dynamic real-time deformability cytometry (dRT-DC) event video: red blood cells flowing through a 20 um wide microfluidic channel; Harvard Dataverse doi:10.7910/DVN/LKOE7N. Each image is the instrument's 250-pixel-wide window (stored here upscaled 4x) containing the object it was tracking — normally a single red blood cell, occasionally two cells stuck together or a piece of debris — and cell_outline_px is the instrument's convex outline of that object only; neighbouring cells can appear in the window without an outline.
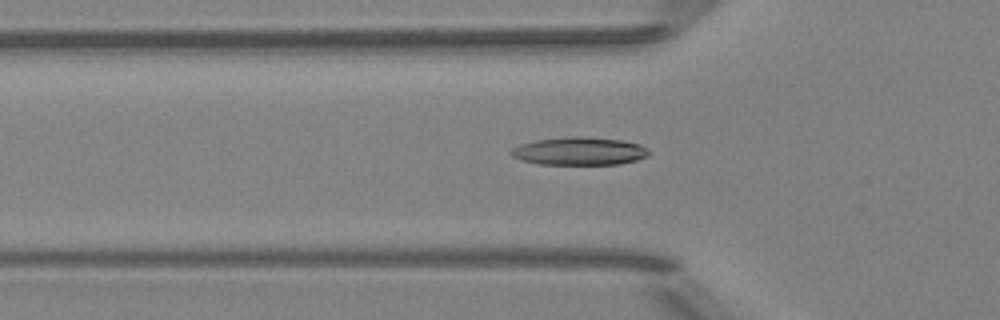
{"species": "Egyptian fruit bat (a non-hibernating species)", "species_latin": "Rousettus aegyptiacus", "temperature_condition": "room temperature", "stored_images_in_passage": 48, "camera_frame_rate_fps": 3000, "um_per_image_px": 0.085, "animal": {"sex": "female"}, "frame": {"image": 1, "passage_image": 16, "time_ms": 5.0, "image_size_px": [1000, 320], "cell_outline_px": [[648, 156], [636, 160], [620, 164], [540, 164], [520, 160], [512, 156], [508, 152], [512, 148], [520, 144], [536, 140], [572, 136], [576, 136], [620, 140], [640, 144], [648, 152]], "centroid_in_image_um": [49.19, 12.85], "position_along_channel_um": 76.6, "area_um2": 22.25}}
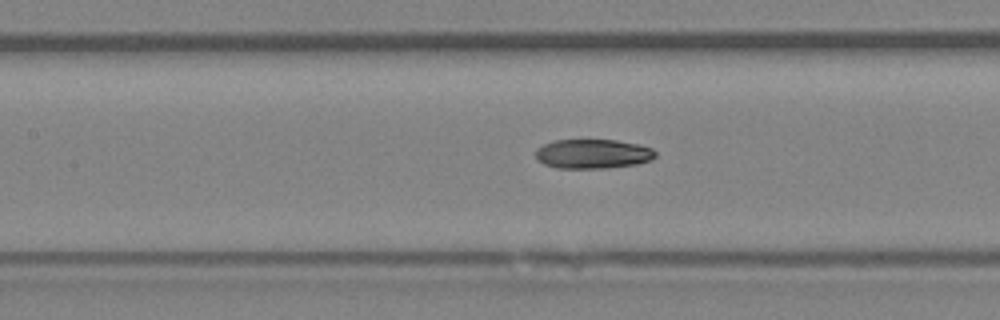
{"frame": {"image": 2, "passage_image": 22, "time_ms": 7.0, "image_size_px": [1000, 320], "cell_outline_px": [[656, 156], [648, 160], [636, 164], [608, 168], [556, 168], [544, 164], [536, 160], [536, 148], [552, 140], [616, 140], [636, 144], [652, 148], [656, 152]], "centroid_in_image_um": [50.34, 13.08], "position_along_channel_um": 157.1, "area_um2": 20.52}}
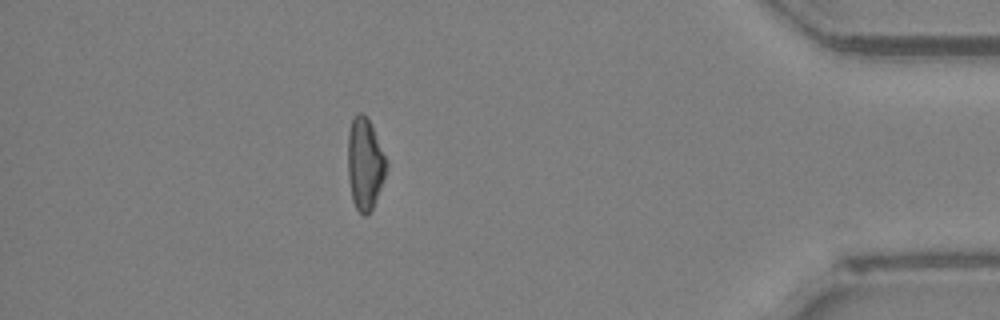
{"frame": {"image": 3, "passage_image": 44, "time_ms": 14.333, "image_size_px": [1000, 320], "cell_outline_px": [[388, 168], [372, 208], [364, 216], [356, 208], [352, 200], [348, 176], [348, 132], [352, 120], [356, 112], [360, 112], [368, 120], [372, 128], [388, 164]], "centroid_in_image_um": [31.0, 13.93], "position_along_channel_um": 404.2, "area_um2": 20.17}}